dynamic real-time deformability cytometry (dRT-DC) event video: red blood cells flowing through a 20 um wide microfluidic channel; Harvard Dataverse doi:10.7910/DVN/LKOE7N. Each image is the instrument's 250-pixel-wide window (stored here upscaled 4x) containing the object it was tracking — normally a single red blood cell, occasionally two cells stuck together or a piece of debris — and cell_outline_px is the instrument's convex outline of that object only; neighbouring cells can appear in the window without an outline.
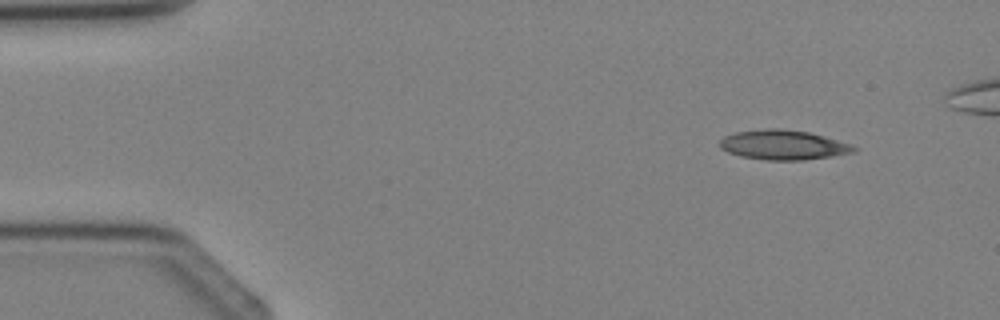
{"species": "Egyptian fruit bat (a non-hibernating species)", "species_latin": "Rousettus aegyptiacus", "temperature_condition": "cold", "stored_images_in_passage": 4, "camera_frame_rate_fps": 3000, "um_per_image_px": 0.085, "animal": {"sex": "female"}, "frame": {"image": 1, "passage_image": 1, "time_ms": 0.0, "image_size_px": [1000, 320], "cell_outline_px": [[860, 148], [856, 152], [832, 156], [804, 160], [768, 160], [740, 156], [728, 152], [720, 148], [720, 140], [724, 136], [736, 132], [764, 128], [780, 128], [808, 132], [824, 136]], "centroid_in_image_um": [66.57, 12.31], "position_along_channel_um": 18.4, "area_um2": 23.18}}